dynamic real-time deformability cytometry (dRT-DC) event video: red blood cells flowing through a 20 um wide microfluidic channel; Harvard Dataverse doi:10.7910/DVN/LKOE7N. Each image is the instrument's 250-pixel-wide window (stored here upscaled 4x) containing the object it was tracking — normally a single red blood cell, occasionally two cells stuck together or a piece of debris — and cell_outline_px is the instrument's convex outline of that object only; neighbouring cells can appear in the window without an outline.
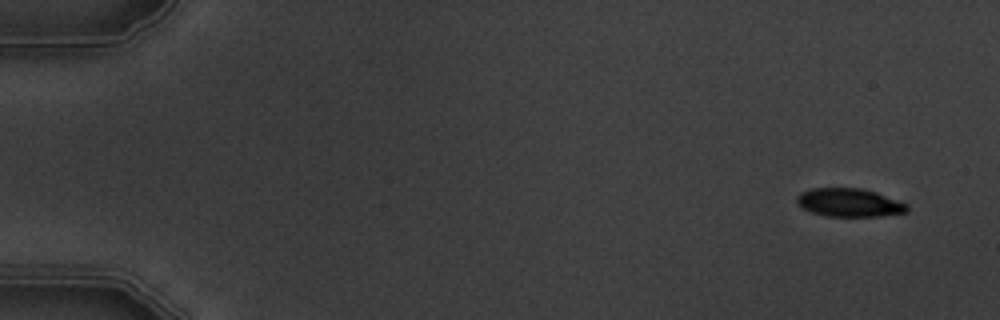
{"species": "common noctule bat (a hibernating species)", "species_latin": "Nyctalus noctula", "temperature_condition": "warm", "stored_images_in_passage": 5, "camera_frame_rate_fps": 3000, "um_per_image_px": 0.085, "animal": {"sex": "male", "body_mass_g": 19.5, "forearm_length_mm": 54.6}, "frame": {"image": 1, "passage_image": 2, "time_ms": 1.0, "image_size_px": [1000, 320], "cell_outline_px": [[908, 212], [880, 216], [828, 216], [812, 212], [796, 204], [796, 196], [800, 192], [812, 188], [864, 188], [876, 192], [908, 204]], "centroid_in_image_um": [72.18, 17.21], "position_along_channel_um": 12.8, "area_um2": 18.26}}
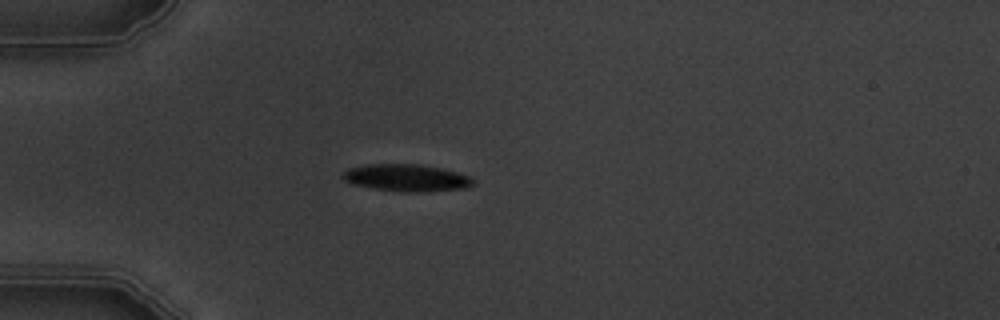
{"frame": {"image": 2, "passage_image": 5, "time_ms": 5.333, "image_size_px": [1000, 320], "cell_outline_px": [[476, 184], [468, 188], [420, 192], [404, 192], [372, 188], [352, 184], [344, 180], [340, 176], [340, 172], [348, 168], [368, 164], [420, 164], [440, 168], [456, 172], [468, 176], [476, 180]], "centroid_in_image_um": [34.53, 15.11], "position_along_channel_um": 50.5, "area_um2": 20.87}}